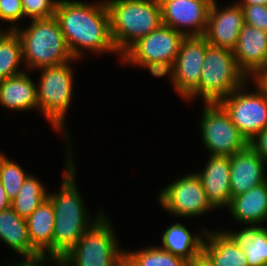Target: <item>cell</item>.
Masks as SVG:
<instances>
[{"label":"cell","mask_w":267,"mask_h":266,"mask_svg":"<svg viewBox=\"0 0 267 266\" xmlns=\"http://www.w3.org/2000/svg\"><path fill=\"white\" fill-rule=\"evenodd\" d=\"M54 17L59 23L74 59H80L81 50L94 53L115 52L110 32V16L106 2L58 0Z\"/></svg>","instance_id":"1"},{"label":"cell","mask_w":267,"mask_h":266,"mask_svg":"<svg viewBox=\"0 0 267 266\" xmlns=\"http://www.w3.org/2000/svg\"><path fill=\"white\" fill-rule=\"evenodd\" d=\"M69 151L61 190L58 193H48L47 196L53 204L55 214L53 230L54 265L78 243L85 231L92 225L91 221L89 222L91 219L76 185V166L74 160H72V152Z\"/></svg>","instance_id":"2"},{"label":"cell","mask_w":267,"mask_h":266,"mask_svg":"<svg viewBox=\"0 0 267 266\" xmlns=\"http://www.w3.org/2000/svg\"><path fill=\"white\" fill-rule=\"evenodd\" d=\"M110 16L113 44L122 55L139 38L162 24L157 0H105Z\"/></svg>","instance_id":"3"},{"label":"cell","mask_w":267,"mask_h":266,"mask_svg":"<svg viewBox=\"0 0 267 266\" xmlns=\"http://www.w3.org/2000/svg\"><path fill=\"white\" fill-rule=\"evenodd\" d=\"M29 27V28H28ZM21 31L15 29L22 44V60L31 69L53 67L75 61L56 18L32 20Z\"/></svg>","instance_id":"4"},{"label":"cell","mask_w":267,"mask_h":266,"mask_svg":"<svg viewBox=\"0 0 267 266\" xmlns=\"http://www.w3.org/2000/svg\"><path fill=\"white\" fill-rule=\"evenodd\" d=\"M198 87L185 99L203 97L205 103H218L247 83V76L238 68L233 50L208 45Z\"/></svg>","instance_id":"5"},{"label":"cell","mask_w":267,"mask_h":266,"mask_svg":"<svg viewBox=\"0 0 267 266\" xmlns=\"http://www.w3.org/2000/svg\"><path fill=\"white\" fill-rule=\"evenodd\" d=\"M97 216L78 243L56 266H115L124 256L111 222L102 211Z\"/></svg>","instance_id":"6"},{"label":"cell","mask_w":267,"mask_h":266,"mask_svg":"<svg viewBox=\"0 0 267 266\" xmlns=\"http://www.w3.org/2000/svg\"><path fill=\"white\" fill-rule=\"evenodd\" d=\"M186 35L161 24L139 38L122 55V61L147 68L155 77L165 76L176 61Z\"/></svg>","instance_id":"7"},{"label":"cell","mask_w":267,"mask_h":266,"mask_svg":"<svg viewBox=\"0 0 267 266\" xmlns=\"http://www.w3.org/2000/svg\"><path fill=\"white\" fill-rule=\"evenodd\" d=\"M68 63L41 68L36 86L38 109L44 113L52 127L67 134L63 125L73 92V72ZM66 131V132H65Z\"/></svg>","instance_id":"8"},{"label":"cell","mask_w":267,"mask_h":266,"mask_svg":"<svg viewBox=\"0 0 267 266\" xmlns=\"http://www.w3.org/2000/svg\"><path fill=\"white\" fill-rule=\"evenodd\" d=\"M253 82L256 92H245V83L218 102L248 142L267 126V88Z\"/></svg>","instance_id":"9"},{"label":"cell","mask_w":267,"mask_h":266,"mask_svg":"<svg viewBox=\"0 0 267 266\" xmlns=\"http://www.w3.org/2000/svg\"><path fill=\"white\" fill-rule=\"evenodd\" d=\"M200 121L203 142L211 155L232 156L249 145L219 103H206Z\"/></svg>","instance_id":"10"},{"label":"cell","mask_w":267,"mask_h":266,"mask_svg":"<svg viewBox=\"0 0 267 266\" xmlns=\"http://www.w3.org/2000/svg\"><path fill=\"white\" fill-rule=\"evenodd\" d=\"M159 202L163 209L178 217H195L215 209L196 173L183 176L162 189Z\"/></svg>","instance_id":"11"},{"label":"cell","mask_w":267,"mask_h":266,"mask_svg":"<svg viewBox=\"0 0 267 266\" xmlns=\"http://www.w3.org/2000/svg\"><path fill=\"white\" fill-rule=\"evenodd\" d=\"M209 43L204 36H185L175 63L166 73L182 98H187L199 85L202 64Z\"/></svg>","instance_id":"12"},{"label":"cell","mask_w":267,"mask_h":266,"mask_svg":"<svg viewBox=\"0 0 267 266\" xmlns=\"http://www.w3.org/2000/svg\"><path fill=\"white\" fill-rule=\"evenodd\" d=\"M212 1L163 0L160 3L162 24L186 36H204ZM184 27L191 29L183 30Z\"/></svg>","instance_id":"13"},{"label":"cell","mask_w":267,"mask_h":266,"mask_svg":"<svg viewBox=\"0 0 267 266\" xmlns=\"http://www.w3.org/2000/svg\"><path fill=\"white\" fill-rule=\"evenodd\" d=\"M217 6L216 0H213L204 37L209 45L234 50L240 31L245 24L243 9L238 3L225 7L223 10L218 9Z\"/></svg>","instance_id":"14"},{"label":"cell","mask_w":267,"mask_h":266,"mask_svg":"<svg viewBox=\"0 0 267 266\" xmlns=\"http://www.w3.org/2000/svg\"><path fill=\"white\" fill-rule=\"evenodd\" d=\"M233 52L238 68L253 79L267 62V31L244 24Z\"/></svg>","instance_id":"15"},{"label":"cell","mask_w":267,"mask_h":266,"mask_svg":"<svg viewBox=\"0 0 267 266\" xmlns=\"http://www.w3.org/2000/svg\"><path fill=\"white\" fill-rule=\"evenodd\" d=\"M265 161L248 145L245 149L230 156L231 196L246 193L267 181Z\"/></svg>","instance_id":"16"},{"label":"cell","mask_w":267,"mask_h":266,"mask_svg":"<svg viewBox=\"0 0 267 266\" xmlns=\"http://www.w3.org/2000/svg\"><path fill=\"white\" fill-rule=\"evenodd\" d=\"M207 198L216 209L228 207L231 202L230 156L210 155L206 167L200 173Z\"/></svg>","instance_id":"17"},{"label":"cell","mask_w":267,"mask_h":266,"mask_svg":"<svg viewBox=\"0 0 267 266\" xmlns=\"http://www.w3.org/2000/svg\"><path fill=\"white\" fill-rule=\"evenodd\" d=\"M54 207L46 198L38 208L26 218L32 247L44 258L53 262ZM49 256V258H48Z\"/></svg>","instance_id":"18"},{"label":"cell","mask_w":267,"mask_h":266,"mask_svg":"<svg viewBox=\"0 0 267 266\" xmlns=\"http://www.w3.org/2000/svg\"><path fill=\"white\" fill-rule=\"evenodd\" d=\"M228 208L234 220L248 226L267 220V181L232 197Z\"/></svg>","instance_id":"19"},{"label":"cell","mask_w":267,"mask_h":266,"mask_svg":"<svg viewBox=\"0 0 267 266\" xmlns=\"http://www.w3.org/2000/svg\"><path fill=\"white\" fill-rule=\"evenodd\" d=\"M0 239L24 259L42 257L29 238L27 221L11 207L0 212Z\"/></svg>","instance_id":"20"},{"label":"cell","mask_w":267,"mask_h":266,"mask_svg":"<svg viewBox=\"0 0 267 266\" xmlns=\"http://www.w3.org/2000/svg\"><path fill=\"white\" fill-rule=\"evenodd\" d=\"M35 83L24 71L0 81V104L15 111L38 109Z\"/></svg>","instance_id":"21"},{"label":"cell","mask_w":267,"mask_h":266,"mask_svg":"<svg viewBox=\"0 0 267 266\" xmlns=\"http://www.w3.org/2000/svg\"><path fill=\"white\" fill-rule=\"evenodd\" d=\"M202 251L215 266H248L246 254L225 231L203 230Z\"/></svg>","instance_id":"22"},{"label":"cell","mask_w":267,"mask_h":266,"mask_svg":"<svg viewBox=\"0 0 267 266\" xmlns=\"http://www.w3.org/2000/svg\"><path fill=\"white\" fill-rule=\"evenodd\" d=\"M225 232L246 254L248 266H267V228L258 225Z\"/></svg>","instance_id":"23"},{"label":"cell","mask_w":267,"mask_h":266,"mask_svg":"<svg viewBox=\"0 0 267 266\" xmlns=\"http://www.w3.org/2000/svg\"><path fill=\"white\" fill-rule=\"evenodd\" d=\"M162 235L163 246L160 247L186 261L191 260L202 251L205 238L204 235H191L189 230L181 223L171 225Z\"/></svg>","instance_id":"24"},{"label":"cell","mask_w":267,"mask_h":266,"mask_svg":"<svg viewBox=\"0 0 267 266\" xmlns=\"http://www.w3.org/2000/svg\"><path fill=\"white\" fill-rule=\"evenodd\" d=\"M22 44L15 30L0 31V81L22 73Z\"/></svg>","instance_id":"25"},{"label":"cell","mask_w":267,"mask_h":266,"mask_svg":"<svg viewBox=\"0 0 267 266\" xmlns=\"http://www.w3.org/2000/svg\"><path fill=\"white\" fill-rule=\"evenodd\" d=\"M47 190L39 179L29 175L22 184L19 193L11 201V208L23 218H28L47 198Z\"/></svg>","instance_id":"26"},{"label":"cell","mask_w":267,"mask_h":266,"mask_svg":"<svg viewBox=\"0 0 267 266\" xmlns=\"http://www.w3.org/2000/svg\"><path fill=\"white\" fill-rule=\"evenodd\" d=\"M124 255L134 266H186L187 261L173 255L160 246L147 247L142 250L125 252Z\"/></svg>","instance_id":"27"},{"label":"cell","mask_w":267,"mask_h":266,"mask_svg":"<svg viewBox=\"0 0 267 266\" xmlns=\"http://www.w3.org/2000/svg\"><path fill=\"white\" fill-rule=\"evenodd\" d=\"M2 154L0 153V182L8 198L12 201L19 193L22 184L29 174L24 172L18 163L10 161L7 156Z\"/></svg>","instance_id":"28"},{"label":"cell","mask_w":267,"mask_h":266,"mask_svg":"<svg viewBox=\"0 0 267 266\" xmlns=\"http://www.w3.org/2000/svg\"><path fill=\"white\" fill-rule=\"evenodd\" d=\"M57 3L58 0H22L24 17L31 20L53 17Z\"/></svg>","instance_id":"29"},{"label":"cell","mask_w":267,"mask_h":266,"mask_svg":"<svg viewBox=\"0 0 267 266\" xmlns=\"http://www.w3.org/2000/svg\"><path fill=\"white\" fill-rule=\"evenodd\" d=\"M246 25L267 31V5H240Z\"/></svg>","instance_id":"30"},{"label":"cell","mask_w":267,"mask_h":266,"mask_svg":"<svg viewBox=\"0 0 267 266\" xmlns=\"http://www.w3.org/2000/svg\"><path fill=\"white\" fill-rule=\"evenodd\" d=\"M22 18H24L22 0H0V20L12 22L11 27H8L9 30H15L16 22Z\"/></svg>","instance_id":"31"},{"label":"cell","mask_w":267,"mask_h":266,"mask_svg":"<svg viewBox=\"0 0 267 266\" xmlns=\"http://www.w3.org/2000/svg\"><path fill=\"white\" fill-rule=\"evenodd\" d=\"M249 145L267 163V126L249 142Z\"/></svg>","instance_id":"32"},{"label":"cell","mask_w":267,"mask_h":266,"mask_svg":"<svg viewBox=\"0 0 267 266\" xmlns=\"http://www.w3.org/2000/svg\"><path fill=\"white\" fill-rule=\"evenodd\" d=\"M186 266H215L211 259L201 251L198 255L187 261Z\"/></svg>","instance_id":"33"},{"label":"cell","mask_w":267,"mask_h":266,"mask_svg":"<svg viewBox=\"0 0 267 266\" xmlns=\"http://www.w3.org/2000/svg\"><path fill=\"white\" fill-rule=\"evenodd\" d=\"M45 261H49V260L44 257H39L36 259H25L24 261H22V263L20 262L17 264H11V265L9 264L6 266H44Z\"/></svg>","instance_id":"34"},{"label":"cell","mask_w":267,"mask_h":266,"mask_svg":"<svg viewBox=\"0 0 267 266\" xmlns=\"http://www.w3.org/2000/svg\"><path fill=\"white\" fill-rule=\"evenodd\" d=\"M11 207V201L8 198L5 189L0 182V212Z\"/></svg>","instance_id":"35"},{"label":"cell","mask_w":267,"mask_h":266,"mask_svg":"<svg viewBox=\"0 0 267 266\" xmlns=\"http://www.w3.org/2000/svg\"><path fill=\"white\" fill-rule=\"evenodd\" d=\"M239 5H267V0H242Z\"/></svg>","instance_id":"36"},{"label":"cell","mask_w":267,"mask_h":266,"mask_svg":"<svg viewBox=\"0 0 267 266\" xmlns=\"http://www.w3.org/2000/svg\"><path fill=\"white\" fill-rule=\"evenodd\" d=\"M267 77V62L264 68L253 78V81L262 82Z\"/></svg>","instance_id":"37"},{"label":"cell","mask_w":267,"mask_h":266,"mask_svg":"<svg viewBox=\"0 0 267 266\" xmlns=\"http://www.w3.org/2000/svg\"><path fill=\"white\" fill-rule=\"evenodd\" d=\"M115 266H134L132 262L124 255Z\"/></svg>","instance_id":"38"},{"label":"cell","mask_w":267,"mask_h":266,"mask_svg":"<svg viewBox=\"0 0 267 266\" xmlns=\"http://www.w3.org/2000/svg\"><path fill=\"white\" fill-rule=\"evenodd\" d=\"M261 83L267 88V77Z\"/></svg>","instance_id":"39"}]
</instances>
